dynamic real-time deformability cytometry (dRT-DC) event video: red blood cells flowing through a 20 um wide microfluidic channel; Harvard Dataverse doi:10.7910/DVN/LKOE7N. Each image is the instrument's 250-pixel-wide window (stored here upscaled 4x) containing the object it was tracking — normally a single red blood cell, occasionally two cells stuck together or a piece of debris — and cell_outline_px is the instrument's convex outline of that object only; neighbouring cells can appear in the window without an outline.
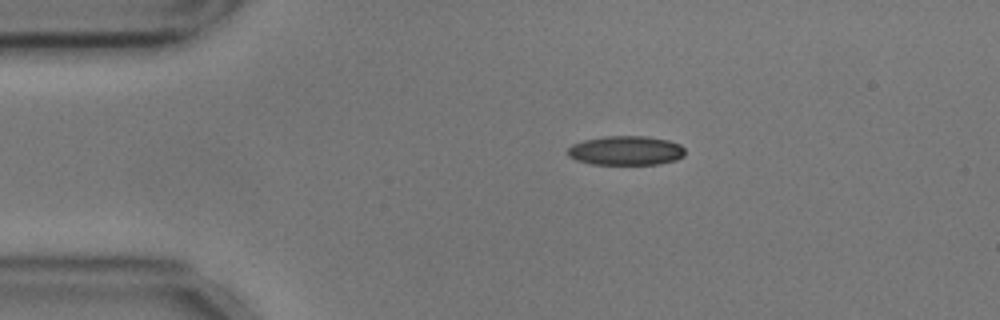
{"species": "common noctule bat (a hibernating species)", "species_latin": "Nyctalus noctula", "temperature_condition": "cold", "stored_images_in_passage": 11, "camera_frame_rate_fps": 3000, "um_per_image_px": 0.085, "animal": {"sex": "male", "body_mass_g": 17.9, "forearm_length_mm": 54.2}, "frame": {"image": 1, "passage_image": 1, "time_ms": 0.0, "image_size_px": [1000, 320], "cell_outline_px": [[684, 156], [676, 160], [660, 164], [592, 164], [576, 160], [568, 156], [568, 148], [572, 144], [584, 140], [604, 136], [644, 136], [668, 140], [680, 144], [684, 148]], "centroid_in_image_um": [53.2, 12.8], "position_along_channel_um": 31.8, "area_um2": 20.06}}
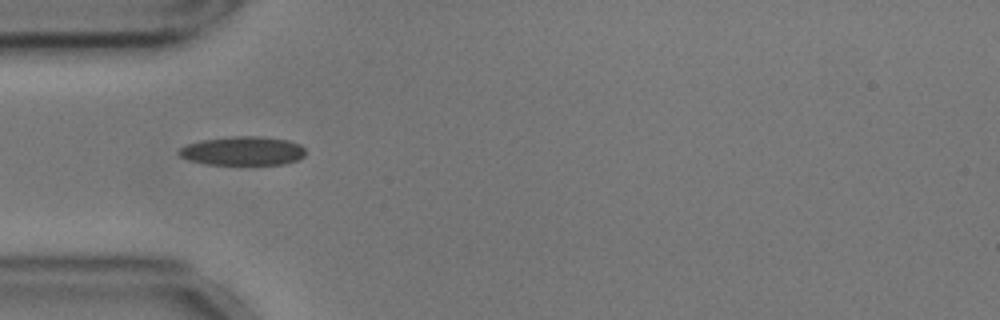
{"frame": {"image": 2, "passage_image": 7, "time_ms": 2.0, "image_size_px": [1000, 320], "cell_outline_px": [[304, 156], [296, 160], [284, 164], [208, 164], [188, 160], [180, 156], [176, 152], [180, 148], [188, 144], [204, 140], [232, 136], [260, 136], [288, 140], [300, 144], [304, 148]], "centroid_in_image_um": [20.63, 12.82], "position_along_channel_um": 64.4, "area_um2": 21.15}}